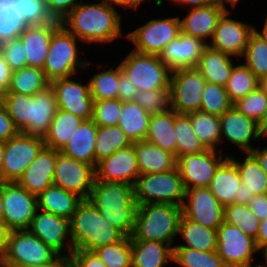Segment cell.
<instances>
[{
  "mask_svg": "<svg viewBox=\"0 0 267 267\" xmlns=\"http://www.w3.org/2000/svg\"><path fill=\"white\" fill-rule=\"evenodd\" d=\"M80 3L61 21L70 33L88 46L113 44L124 35L121 13L100 0ZM105 44V45H104Z\"/></svg>",
  "mask_w": 267,
  "mask_h": 267,
  "instance_id": "6da1fadb",
  "label": "cell"
},
{
  "mask_svg": "<svg viewBox=\"0 0 267 267\" xmlns=\"http://www.w3.org/2000/svg\"><path fill=\"white\" fill-rule=\"evenodd\" d=\"M88 200L111 226L131 237L138 206L133 185L95 179Z\"/></svg>",
  "mask_w": 267,
  "mask_h": 267,
  "instance_id": "7a4b0ae2",
  "label": "cell"
},
{
  "mask_svg": "<svg viewBox=\"0 0 267 267\" xmlns=\"http://www.w3.org/2000/svg\"><path fill=\"white\" fill-rule=\"evenodd\" d=\"M70 237L74 250L94 251L125 236L111 226L88 199H83L70 220Z\"/></svg>",
  "mask_w": 267,
  "mask_h": 267,
  "instance_id": "3957f363",
  "label": "cell"
},
{
  "mask_svg": "<svg viewBox=\"0 0 267 267\" xmlns=\"http://www.w3.org/2000/svg\"><path fill=\"white\" fill-rule=\"evenodd\" d=\"M182 206L164 203L138 205L131 240H155L171 245L179 233Z\"/></svg>",
  "mask_w": 267,
  "mask_h": 267,
  "instance_id": "277c9868",
  "label": "cell"
},
{
  "mask_svg": "<svg viewBox=\"0 0 267 267\" xmlns=\"http://www.w3.org/2000/svg\"><path fill=\"white\" fill-rule=\"evenodd\" d=\"M81 46H84L83 43L63 25H60L54 31L50 40L49 53L43 67V71L50 82L58 78L79 75L85 69L88 72L92 68L91 66H94L92 61L81 58L85 54V51L82 52L79 49Z\"/></svg>",
  "mask_w": 267,
  "mask_h": 267,
  "instance_id": "5b68a950",
  "label": "cell"
},
{
  "mask_svg": "<svg viewBox=\"0 0 267 267\" xmlns=\"http://www.w3.org/2000/svg\"><path fill=\"white\" fill-rule=\"evenodd\" d=\"M186 189L178 168L161 173L139 175L134 184L137 205L164 203L182 206Z\"/></svg>",
  "mask_w": 267,
  "mask_h": 267,
  "instance_id": "8992f818",
  "label": "cell"
},
{
  "mask_svg": "<svg viewBox=\"0 0 267 267\" xmlns=\"http://www.w3.org/2000/svg\"><path fill=\"white\" fill-rule=\"evenodd\" d=\"M118 64L138 91L170 88L171 70L159 55L130 50Z\"/></svg>",
  "mask_w": 267,
  "mask_h": 267,
  "instance_id": "52a82bcc",
  "label": "cell"
},
{
  "mask_svg": "<svg viewBox=\"0 0 267 267\" xmlns=\"http://www.w3.org/2000/svg\"><path fill=\"white\" fill-rule=\"evenodd\" d=\"M180 32V19L177 14L146 20L143 25L130 30L128 34L125 33L124 38L133 44L131 48L136 52L159 55Z\"/></svg>",
  "mask_w": 267,
  "mask_h": 267,
  "instance_id": "ba28073f",
  "label": "cell"
},
{
  "mask_svg": "<svg viewBox=\"0 0 267 267\" xmlns=\"http://www.w3.org/2000/svg\"><path fill=\"white\" fill-rule=\"evenodd\" d=\"M216 252L227 267L260 266V262L257 261L256 263L258 264L255 263L258 256L256 254L260 253L255 239L225 221L217 229Z\"/></svg>",
  "mask_w": 267,
  "mask_h": 267,
  "instance_id": "9c48e42d",
  "label": "cell"
},
{
  "mask_svg": "<svg viewBox=\"0 0 267 267\" xmlns=\"http://www.w3.org/2000/svg\"><path fill=\"white\" fill-rule=\"evenodd\" d=\"M58 254L28 230H12L1 267L42 265Z\"/></svg>",
  "mask_w": 267,
  "mask_h": 267,
  "instance_id": "30bf717a",
  "label": "cell"
},
{
  "mask_svg": "<svg viewBox=\"0 0 267 267\" xmlns=\"http://www.w3.org/2000/svg\"><path fill=\"white\" fill-rule=\"evenodd\" d=\"M44 146V138L21 132L5 142L1 182H17Z\"/></svg>",
  "mask_w": 267,
  "mask_h": 267,
  "instance_id": "8fae6325",
  "label": "cell"
},
{
  "mask_svg": "<svg viewBox=\"0 0 267 267\" xmlns=\"http://www.w3.org/2000/svg\"><path fill=\"white\" fill-rule=\"evenodd\" d=\"M207 81L196 68L178 69L171 72V109L179 114L200 111L203 90Z\"/></svg>",
  "mask_w": 267,
  "mask_h": 267,
  "instance_id": "7c38bea8",
  "label": "cell"
},
{
  "mask_svg": "<svg viewBox=\"0 0 267 267\" xmlns=\"http://www.w3.org/2000/svg\"><path fill=\"white\" fill-rule=\"evenodd\" d=\"M228 158L221 151L206 149L176 159V167L185 189L209 187L217 168Z\"/></svg>",
  "mask_w": 267,
  "mask_h": 267,
  "instance_id": "4fadbf2b",
  "label": "cell"
},
{
  "mask_svg": "<svg viewBox=\"0 0 267 267\" xmlns=\"http://www.w3.org/2000/svg\"><path fill=\"white\" fill-rule=\"evenodd\" d=\"M3 221L11 230H27L38 209L37 195L17 182H2Z\"/></svg>",
  "mask_w": 267,
  "mask_h": 267,
  "instance_id": "5bb4252c",
  "label": "cell"
},
{
  "mask_svg": "<svg viewBox=\"0 0 267 267\" xmlns=\"http://www.w3.org/2000/svg\"><path fill=\"white\" fill-rule=\"evenodd\" d=\"M82 75L55 79L50 82V86L56 95L59 110L71 112L87 121L91 120L93 116L94 99L90 94L88 80L85 82L81 78Z\"/></svg>",
  "mask_w": 267,
  "mask_h": 267,
  "instance_id": "9a60e30c",
  "label": "cell"
},
{
  "mask_svg": "<svg viewBox=\"0 0 267 267\" xmlns=\"http://www.w3.org/2000/svg\"><path fill=\"white\" fill-rule=\"evenodd\" d=\"M221 129V144L229 143L238 149V152L250 153L255 143L261 142V129L259 124L239 112L234 106L219 116ZM253 141V142H252ZM259 141V142H258ZM254 143V145H252Z\"/></svg>",
  "mask_w": 267,
  "mask_h": 267,
  "instance_id": "2e32d148",
  "label": "cell"
},
{
  "mask_svg": "<svg viewBox=\"0 0 267 267\" xmlns=\"http://www.w3.org/2000/svg\"><path fill=\"white\" fill-rule=\"evenodd\" d=\"M233 15L232 11L223 13L208 46L241 60L254 25L244 20L234 19Z\"/></svg>",
  "mask_w": 267,
  "mask_h": 267,
  "instance_id": "e0dca14e",
  "label": "cell"
},
{
  "mask_svg": "<svg viewBox=\"0 0 267 267\" xmlns=\"http://www.w3.org/2000/svg\"><path fill=\"white\" fill-rule=\"evenodd\" d=\"M27 230L58 255L69 258L74 250L70 237V220L66 218L37 209Z\"/></svg>",
  "mask_w": 267,
  "mask_h": 267,
  "instance_id": "ac0fdd59",
  "label": "cell"
},
{
  "mask_svg": "<svg viewBox=\"0 0 267 267\" xmlns=\"http://www.w3.org/2000/svg\"><path fill=\"white\" fill-rule=\"evenodd\" d=\"M95 180V167L56 150L53 184L88 199Z\"/></svg>",
  "mask_w": 267,
  "mask_h": 267,
  "instance_id": "d6986e66",
  "label": "cell"
},
{
  "mask_svg": "<svg viewBox=\"0 0 267 267\" xmlns=\"http://www.w3.org/2000/svg\"><path fill=\"white\" fill-rule=\"evenodd\" d=\"M182 215L207 228L217 230L224 222V206L208 187L186 189Z\"/></svg>",
  "mask_w": 267,
  "mask_h": 267,
  "instance_id": "ffe728a7",
  "label": "cell"
},
{
  "mask_svg": "<svg viewBox=\"0 0 267 267\" xmlns=\"http://www.w3.org/2000/svg\"><path fill=\"white\" fill-rule=\"evenodd\" d=\"M139 175L134 144L115 151L97 162L95 167V179L101 181L128 183L134 186Z\"/></svg>",
  "mask_w": 267,
  "mask_h": 267,
  "instance_id": "44dd1931",
  "label": "cell"
},
{
  "mask_svg": "<svg viewBox=\"0 0 267 267\" xmlns=\"http://www.w3.org/2000/svg\"><path fill=\"white\" fill-rule=\"evenodd\" d=\"M207 46L202 39L180 32L165 46L159 57L171 71L196 68Z\"/></svg>",
  "mask_w": 267,
  "mask_h": 267,
  "instance_id": "7402d4cb",
  "label": "cell"
},
{
  "mask_svg": "<svg viewBox=\"0 0 267 267\" xmlns=\"http://www.w3.org/2000/svg\"><path fill=\"white\" fill-rule=\"evenodd\" d=\"M56 150L44 146L35 160L23 172L17 183L29 193L39 195L53 184Z\"/></svg>",
  "mask_w": 267,
  "mask_h": 267,
  "instance_id": "603a6c76",
  "label": "cell"
},
{
  "mask_svg": "<svg viewBox=\"0 0 267 267\" xmlns=\"http://www.w3.org/2000/svg\"><path fill=\"white\" fill-rule=\"evenodd\" d=\"M224 12L214 1L204 7L191 8L183 18L182 14H179L181 32L202 39L208 44Z\"/></svg>",
  "mask_w": 267,
  "mask_h": 267,
  "instance_id": "cb8c5ba5",
  "label": "cell"
},
{
  "mask_svg": "<svg viewBox=\"0 0 267 267\" xmlns=\"http://www.w3.org/2000/svg\"><path fill=\"white\" fill-rule=\"evenodd\" d=\"M57 110L56 95L50 85L35 93L31 96L30 122L22 133L44 138Z\"/></svg>",
  "mask_w": 267,
  "mask_h": 267,
  "instance_id": "d4e9b609",
  "label": "cell"
},
{
  "mask_svg": "<svg viewBox=\"0 0 267 267\" xmlns=\"http://www.w3.org/2000/svg\"><path fill=\"white\" fill-rule=\"evenodd\" d=\"M61 25V21L50 25L27 26L19 39L24 46L27 66L43 69L49 53L50 40L54 31Z\"/></svg>",
  "mask_w": 267,
  "mask_h": 267,
  "instance_id": "484cf974",
  "label": "cell"
},
{
  "mask_svg": "<svg viewBox=\"0 0 267 267\" xmlns=\"http://www.w3.org/2000/svg\"><path fill=\"white\" fill-rule=\"evenodd\" d=\"M98 126L92 121H83L60 152L77 161L96 167L95 143Z\"/></svg>",
  "mask_w": 267,
  "mask_h": 267,
  "instance_id": "4316f807",
  "label": "cell"
},
{
  "mask_svg": "<svg viewBox=\"0 0 267 267\" xmlns=\"http://www.w3.org/2000/svg\"><path fill=\"white\" fill-rule=\"evenodd\" d=\"M131 248L132 267H167L173 264L174 248L169 244L155 240H131Z\"/></svg>",
  "mask_w": 267,
  "mask_h": 267,
  "instance_id": "83f0119b",
  "label": "cell"
},
{
  "mask_svg": "<svg viewBox=\"0 0 267 267\" xmlns=\"http://www.w3.org/2000/svg\"><path fill=\"white\" fill-rule=\"evenodd\" d=\"M207 46L201 54L196 69L208 83L224 86L228 83L232 69L239 59Z\"/></svg>",
  "mask_w": 267,
  "mask_h": 267,
  "instance_id": "f1b7e54d",
  "label": "cell"
},
{
  "mask_svg": "<svg viewBox=\"0 0 267 267\" xmlns=\"http://www.w3.org/2000/svg\"><path fill=\"white\" fill-rule=\"evenodd\" d=\"M83 201L76 193L51 184L37 196L38 209L71 220L78 205Z\"/></svg>",
  "mask_w": 267,
  "mask_h": 267,
  "instance_id": "f546056e",
  "label": "cell"
},
{
  "mask_svg": "<svg viewBox=\"0 0 267 267\" xmlns=\"http://www.w3.org/2000/svg\"><path fill=\"white\" fill-rule=\"evenodd\" d=\"M133 144L140 175L166 172L176 166L175 156L170 152L145 140L133 142Z\"/></svg>",
  "mask_w": 267,
  "mask_h": 267,
  "instance_id": "4dcf8cb0",
  "label": "cell"
},
{
  "mask_svg": "<svg viewBox=\"0 0 267 267\" xmlns=\"http://www.w3.org/2000/svg\"><path fill=\"white\" fill-rule=\"evenodd\" d=\"M178 240L174 247H186L199 251H215L217 249V230L207 228L191 221L182 215L179 224ZM180 242V243H179Z\"/></svg>",
  "mask_w": 267,
  "mask_h": 267,
  "instance_id": "1f68e13d",
  "label": "cell"
},
{
  "mask_svg": "<svg viewBox=\"0 0 267 267\" xmlns=\"http://www.w3.org/2000/svg\"><path fill=\"white\" fill-rule=\"evenodd\" d=\"M145 141L170 152L176 159L175 110L151 115Z\"/></svg>",
  "mask_w": 267,
  "mask_h": 267,
  "instance_id": "d6a6232c",
  "label": "cell"
},
{
  "mask_svg": "<svg viewBox=\"0 0 267 267\" xmlns=\"http://www.w3.org/2000/svg\"><path fill=\"white\" fill-rule=\"evenodd\" d=\"M241 179L235 163L228 157L216 170L209 185L211 193L225 207L233 204Z\"/></svg>",
  "mask_w": 267,
  "mask_h": 267,
  "instance_id": "836d02e7",
  "label": "cell"
},
{
  "mask_svg": "<svg viewBox=\"0 0 267 267\" xmlns=\"http://www.w3.org/2000/svg\"><path fill=\"white\" fill-rule=\"evenodd\" d=\"M228 153V157L235 163L241 183L245 185V188L249 193L254 195H265L267 191V174L261 168L257 159L251 153L239 154L240 158ZM241 159V160H240Z\"/></svg>",
  "mask_w": 267,
  "mask_h": 267,
  "instance_id": "e575fe53",
  "label": "cell"
},
{
  "mask_svg": "<svg viewBox=\"0 0 267 267\" xmlns=\"http://www.w3.org/2000/svg\"><path fill=\"white\" fill-rule=\"evenodd\" d=\"M151 114L137 102H122V111L118 126L125 132L130 141H144L149 129Z\"/></svg>",
  "mask_w": 267,
  "mask_h": 267,
  "instance_id": "d590c367",
  "label": "cell"
},
{
  "mask_svg": "<svg viewBox=\"0 0 267 267\" xmlns=\"http://www.w3.org/2000/svg\"><path fill=\"white\" fill-rule=\"evenodd\" d=\"M190 120L192 130L206 149L221 151L225 148L221 145V129L219 116L202 111L191 112Z\"/></svg>",
  "mask_w": 267,
  "mask_h": 267,
  "instance_id": "8d00e7d4",
  "label": "cell"
},
{
  "mask_svg": "<svg viewBox=\"0 0 267 267\" xmlns=\"http://www.w3.org/2000/svg\"><path fill=\"white\" fill-rule=\"evenodd\" d=\"M83 121L71 112L58 109L44 137L45 146L60 151Z\"/></svg>",
  "mask_w": 267,
  "mask_h": 267,
  "instance_id": "74e56055",
  "label": "cell"
},
{
  "mask_svg": "<svg viewBox=\"0 0 267 267\" xmlns=\"http://www.w3.org/2000/svg\"><path fill=\"white\" fill-rule=\"evenodd\" d=\"M106 68L107 64L105 63V69L99 70V72L94 70V73L88 77L90 94L94 101L116 99L118 98L119 82H120V66ZM115 67V68H114Z\"/></svg>",
  "mask_w": 267,
  "mask_h": 267,
  "instance_id": "f35d334b",
  "label": "cell"
},
{
  "mask_svg": "<svg viewBox=\"0 0 267 267\" xmlns=\"http://www.w3.org/2000/svg\"><path fill=\"white\" fill-rule=\"evenodd\" d=\"M50 85L43 69L26 66L12 72L6 93H18L32 96Z\"/></svg>",
  "mask_w": 267,
  "mask_h": 267,
  "instance_id": "ab89813d",
  "label": "cell"
},
{
  "mask_svg": "<svg viewBox=\"0 0 267 267\" xmlns=\"http://www.w3.org/2000/svg\"><path fill=\"white\" fill-rule=\"evenodd\" d=\"M133 144L125 132L118 126H98L95 143L96 165L100 160L109 157L115 151Z\"/></svg>",
  "mask_w": 267,
  "mask_h": 267,
  "instance_id": "60d3db41",
  "label": "cell"
},
{
  "mask_svg": "<svg viewBox=\"0 0 267 267\" xmlns=\"http://www.w3.org/2000/svg\"><path fill=\"white\" fill-rule=\"evenodd\" d=\"M176 159L185 154L199 153L206 150L192 130L190 114L175 111Z\"/></svg>",
  "mask_w": 267,
  "mask_h": 267,
  "instance_id": "b9f144b4",
  "label": "cell"
},
{
  "mask_svg": "<svg viewBox=\"0 0 267 267\" xmlns=\"http://www.w3.org/2000/svg\"><path fill=\"white\" fill-rule=\"evenodd\" d=\"M234 65L228 83L225 85L228 97L232 103L244 98L258 87V79L240 60Z\"/></svg>",
  "mask_w": 267,
  "mask_h": 267,
  "instance_id": "7bdbcfd3",
  "label": "cell"
},
{
  "mask_svg": "<svg viewBox=\"0 0 267 267\" xmlns=\"http://www.w3.org/2000/svg\"><path fill=\"white\" fill-rule=\"evenodd\" d=\"M175 267H227L215 251H199L186 247H174Z\"/></svg>",
  "mask_w": 267,
  "mask_h": 267,
  "instance_id": "ee69618b",
  "label": "cell"
},
{
  "mask_svg": "<svg viewBox=\"0 0 267 267\" xmlns=\"http://www.w3.org/2000/svg\"><path fill=\"white\" fill-rule=\"evenodd\" d=\"M26 27L16 3L0 0V44L18 39Z\"/></svg>",
  "mask_w": 267,
  "mask_h": 267,
  "instance_id": "f6af8a7d",
  "label": "cell"
},
{
  "mask_svg": "<svg viewBox=\"0 0 267 267\" xmlns=\"http://www.w3.org/2000/svg\"><path fill=\"white\" fill-rule=\"evenodd\" d=\"M224 221L238 227L242 232L256 239L260 221L249 205L230 204L224 207Z\"/></svg>",
  "mask_w": 267,
  "mask_h": 267,
  "instance_id": "bcb514c9",
  "label": "cell"
},
{
  "mask_svg": "<svg viewBox=\"0 0 267 267\" xmlns=\"http://www.w3.org/2000/svg\"><path fill=\"white\" fill-rule=\"evenodd\" d=\"M242 59L258 80L267 76V45L254 32L249 37Z\"/></svg>",
  "mask_w": 267,
  "mask_h": 267,
  "instance_id": "7dc6e473",
  "label": "cell"
},
{
  "mask_svg": "<svg viewBox=\"0 0 267 267\" xmlns=\"http://www.w3.org/2000/svg\"><path fill=\"white\" fill-rule=\"evenodd\" d=\"M107 267H132V248L130 237H124L111 245L94 250Z\"/></svg>",
  "mask_w": 267,
  "mask_h": 267,
  "instance_id": "c3c4849f",
  "label": "cell"
},
{
  "mask_svg": "<svg viewBox=\"0 0 267 267\" xmlns=\"http://www.w3.org/2000/svg\"><path fill=\"white\" fill-rule=\"evenodd\" d=\"M3 105L6 107L16 129L22 133L30 122L31 96L4 93Z\"/></svg>",
  "mask_w": 267,
  "mask_h": 267,
  "instance_id": "681fc988",
  "label": "cell"
},
{
  "mask_svg": "<svg viewBox=\"0 0 267 267\" xmlns=\"http://www.w3.org/2000/svg\"><path fill=\"white\" fill-rule=\"evenodd\" d=\"M16 6L27 26L50 25L58 21L46 0H18Z\"/></svg>",
  "mask_w": 267,
  "mask_h": 267,
  "instance_id": "f907efd6",
  "label": "cell"
},
{
  "mask_svg": "<svg viewBox=\"0 0 267 267\" xmlns=\"http://www.w3.org/2000/svg\"><path fill=\"white\" fill-rule=\"evenodd\" d=\"M233 106L224 86L206 83L203 90L200 111L221 116Z\"/></svg>",
  "mask_w": 267,
  "mask_h": 267,
  "instance_id": "816d5d0a",
  "label": "cell"
},
{
  "mask_svg": "<svg viewBox=\"0 0 267 267\" xmlns=\"http://www.w3.org/2000/svg\"><path fill=\"white\" fill-rule=\"evenodd\" d=\"M134 101L151 115L162 113L171 108L170 88L138 91Z\"/></svg>",
  "mask_w": 267,
  "mask_h": 267,
  "instance_id": "f5cc1de1",
  "label": "cell"
},
{
  "mask_svg": "<svg viewBox=\"0 0 267 267\" xmlns=\"http://www.w3.org/2000/svg\"><path fill=\"white\" fill-rule=\"evenodd\" d=\"M122 111V102L116 99L94 101L92 121L97 126L108 127L118 125Z\"/></svg>",
  "mask_w": 267,
  "mask_h": 267,
  "instance_id": "db71d44e",
  "label": "cell"
},
{
  "mask_svg": "<svg viewBox=\"0 0 267 267\" xmlns=\"http://www.w3.org/2000/svg\"><path fill=\"white\" fill-rule=\"evenodd\" d=\"M233 106L245 116L259 123L267 108V97L257 87L244 98L238 99Z\"/></svg>",
  "mask_w": 267,
  "mask_h": 267,
  "instance_id": "11a10c76",
  "label": "cell"
},
{
  "mask_svg": "<svg viewBox=\"0 0 267 267\" xmlns=\"http://www.w3.org/2000/svg\"><path fill=\"white\" fill-rule=\"evenodd\" d=\"M0 50L12 71H16L27 66L24 46L19 38L1 43Z\"/></svg>",
  "mask_w": 267,
  "mask_h": 267,
  "instance_id": "9f6ffc18",
  "label": "cell"
},
{
  "mask_svg": "<svg viewBox=\"0 0 267 267\" xmlns=\"http://www.w3.org/2000/svg\"><path fill=\"white\" fill-rule=\"evenodd\" d=\"M69 267H107L94 251L73 250L69 257Z\"/></svg>",
  "mask_w": 267,
  "mask_h": 267,
  "instance_id": "6f0895ef",
  "label": "cell"
},
{
  "mask_svg": "<svg viewBox=\"0 0 267 267\" xmlns=\"http://www.w3.org/2000/svg\"><path fill=\"white\" fill-rule=\"evenodd\" d=\"M81 0H46L52 15L62 21Z\"/></svg>",
  "mask_w": 267,
  "mask_h": 267,
  "instance_id": "680465c9",
  "label": "cell"
},
{
  "mask_svg": "<svg viewBox=\"0 0 267 267\" xmlns=\"http://www.w3.org/2000/svg\"><path fill=\"white\" fill-rule=\"evenodd\" d=\"M18 133L19 131L14 126L6 107L4 105L0 106V142L5 143Z\"/></svg>",
  "mask_w": 267,
  "mask_h": 267,
  "instance_id": "91938a15",
  "label": "cell"
},
{
  "mask_svg": "<svg viewBox=\"0 0 267 267\" xmlns=\"http://www.w3.org/2000/svg\"><path fill=\"white\" fill-rule=\"evenodd\" d=\"M118 90V99L121 102H130L136 99L138 89L132 84L131 80L125 75L120 68V82Z\"/></svg>",
  "mask_w": 267,
  "mask_h": 267,
  "instance_id": "94428289",
  "label": "cell"
},
{
  "mask_svg": "<svg viewBox=\"0 0 267 267\" xmlns=\"http://www.w3.org/2000/svg\"><path fill=\"white\" fill-rule=\"evenodd\" d=\"M249 207L259 221L264 220L267 217V196L254 195L249 202Z\"/></svg>",
  "mask_w": 267,
  "mask_h": 267,
  "instance_id": "6125c7cd",
  "label": "cell"
},
{
  "mask_svg": "<svg viewBox=\"0 0 267 267\" xmlns=\"http://www.w3.org/2000/svg\"><path fill=\"white\" fill-rule=\"evenodd\" d=\"M12 72L13 71L5 61L4 56L0 50V90L4 93H6L9 88Z\"/></svg>",
  "mask_w": 267,
  "mask_h": 267,
  "instance_id": "be15d7a7",
  "label": "cell"
},
{
  "mask_svg": "<svg viewBox=\"0 0 267 267\" xmlns=\"http://www.w3.org/2000/svg\"><path fill=\"white\" fill-rule=\"evenodd\" d=\"M105 2L106 4L110 5L111 7L118 9L123 8V10H133L135 13H137L138 9L141 7V4L146 3V0H101ZM151 1V0H149Z\"/></svg>",
  "mask_w": 267,
  "mask_h": 267,
  "instance_id": "e7e4bbea",
  "label": "cell"
},
{
  "mask_svg": "<svg viewBox=\"0 0 267 267\" xmlns=\"http://www.w3.org/2000/svg\"><path fill=\"white\" fill-rule=\"evenodd\" d=\"M11 231L12 230L5 224L4 221H0V263L6 255Z\"/></svg>",
  "mask_w": 267,
  "mask_h": 267,
  "instance_id": "03108f58",
  "label": "cell"
},
{
  "mask_svg": "<svg viewBox=\"0 0 267 267\" xmlns=\"http://www.w3.org/2000/svg\"><path fill=\"white\" fill-rule=\"evenodd\" d=\"M165 1L169 3H173L172 5L173 7L175 5L179 7L181 6L182 9H183V6L184 8H187V9L204 7L213 2L212 0H169V1L165 0Z\"/></svg>",
  "mask_w": 267,
  "mask_h": 267,
  "instance_id": "003e7915",
  "label": "cell"
},
{
  "mask_svg": "<svg viewBox=\"0 0 267 267\" xmlns=\"http://www.w3.org/2000/svg\"><path fill=\"white\" fill-rule=\"evenodd\" d=\"M255 243L260 253L267 247V217L260 221L259 232Z\"/></svg>",
  "mask_w": 267,
  "mask_h": 267,
  "instance_id": "a7ac6f4b",
  "label": "cell"
},
{
  "mask_svg": "<svg viewBox=\"0 0 267 267\" xmlns=\"http://www.w3.org/2000/svg\"><path fill=\"white\" fill-rule=\"evenodd\" d=\"M259 162L261 168L267 174V144L263 147L257 146L250 152Z\"/></svg>",
  "mask_w": 267,
  "mask_h": 267,
  "instance_id": "89a4df30",
  "label": "cell"
},
{
  "mask_svg": "<svg viewBox=\"0 0 267 267\" xmlns=\"http://www.w3.org/2000/svg\"><path fill=\"white\" fill-rule=\"evenodd\" d=\"M236 192L237 194L234 199L235 204L249 205L251 198L254 196L253 193H249V191L245 188V185L242 183Z\"/></svg>",
  "mask_w": 267,
  "mask_h": 267,
  "instance_id": "2644e50d",
  "label": "cell"
},
{
  "mask_svg": "<svg viewBox=\"0 0 267 267\" xmlns=\"http://www.w3.org/2000/svg\"><path fill=\"white\" fill-rule=\"evenodd\" d=\"M20 267H69V258L63 255H57L52 261L46 264Z\"/></svg>",
  "mask_w": 267,
  "mask_h": 267,
  "instance_id": "8c879c8a",
  "label": "cell"
},
{
  "mask_svg": "<svg viewBox=\"0 0 267 267\" xmlns=\"http://www.w3.org/2000/svg\"><path fill=\"white\" fill-rule=\"evenodd\" d=\"M220 8H222L225 12L234 11V9L238 8V3L241 2L240 0H215L214 1ZM231 8H229L228 6Z\"/></svg>",
  "mask_w": 267,
  "mask_h": 267,
  "instance_id": "753ad0ef",
  "label": "cell"
},
{
  "mask_svg": "<svg viewBox=\"0 0 267 267\" xmlns=\"http://www.w3.org/2000/svg\"><path fill=\"white\" fill-rule=\"evenodd\" d=\"M262 28L257 29L259 27L254 25L253 32L260 37L267 45V13L264 17L263 24L261 25Z\"/></svg>",
  "mask_w": 267,
  "mask_h": 267,
  "instance_id": "34e18365",
  "label": "cell"
},
{
  "mask_svg": "<svg viewBox=\"0 0 267 267\" xmlns=\"http://www.w3.org/2000/svg\"><path fill=\"white\" fill-rule=\"evenodd\" d=\"M258 87L267 97V76L258 80Z\"/></svg>",
  "mask_w": 267,
  "mask_h": 267,
  "instance_id": "11e5206c",
  "label": "cell"
},
{
  "mask_svg": "<svg viewBox=\"0 0 267 267\" xmlns=\"http://www.w3.org/2000/svg\"><path fill=\"white\" fill-rule=\"evenodd\" d=\"M3 157H4V143L0 142V182H1V170L3 165Z\"/></svg>",
  "mask_w": 267,
  "mask_h": 267,
  "instance_id": "2a66077c",
  "label": "cell"
},
{
  "mask_svg": "<svg viewBox=\"0 0 267 267\" xmlns=\"http://www.w3.org/2000/svg\"><path fill=\"white\" fill-rule=\"evenodd\" d=\"M3 200H2V182H0V221H3Z\"/></svg>",
  "mask_w": 267,
  "mask_h": 267,
  "instance_id": "b9fcfbb0",
  "label": "cell"
},
{
  "mask_svg": "<svg viewBox=\"0 0 267 267\" xmlns=\"http://www.w3.org/2000/svg\"><path fill=\"white\" fill-rule=\"evenodd\" d=\"M261 256L263 258V263L260 261V266L259 267H267V247L261 252Z\"/></svg>",
  "mask_w": 267,
  "mask_h": 267,
  "instance_id": "09005b40",
  "label": "cell"
},
{
  "mask_svg": "<svg viewBox=\"0 0 267 267\" xmlns=\"http://www.w3.org/2000/svg\"><path fill=\"white\" fill-rule=\"evenodd\" d=\"M263 140H265L264 142L267 144V123L261 128V142Z\"/></svg>",
  "mask_w": 267,
  "mask_h": 267,
  "instance_id": "979ff035",
  "label": "cell"
},
{
  "mask_svg": "<svg viewBox=\"0 0 267 267\" xmlns=\"http://www.w3.org/2000/svg\"><path fill=\"white\" fill-rule=\"evenodd\" d=\"M267 123V108L266 111L264 112V115L262 116V120L258 123L260 129Z\"/></svg>",
  "mask_w": 267,
  "mask_h": 267,
  "instance_id": "deb4b68c",
  "label": "cell"
},
{
  "mask_svg": "<svg viewBox=\"0 0 267 267\" xmlns=\"http://www.w3.org/2000/svg\"><path fill=\"white\" fill-rule=\"evenodd\" d=\"M3 101H4V92L0 90V106L3 105Z\"/></svg>",
  "mask_w": 267,
  "mask_h": 267,
  "instance_id": "67dfc351",
  "label": "cell"
},
{
  "mask_svg": "<svg viewBox=\"0 0 267 267\" xmlns=\"http://www.w3.org/2000/svg\"><path fill=\"white\" fill-rule=\"evenodd\" d=\"M5 1L16 3L18 0H5Z\"/></svg>",
  "mask_w": 267,
  "mask_h": 267,
  "instance_id": "b62a3aed",
  "label": "cell"
}]
</instances>
